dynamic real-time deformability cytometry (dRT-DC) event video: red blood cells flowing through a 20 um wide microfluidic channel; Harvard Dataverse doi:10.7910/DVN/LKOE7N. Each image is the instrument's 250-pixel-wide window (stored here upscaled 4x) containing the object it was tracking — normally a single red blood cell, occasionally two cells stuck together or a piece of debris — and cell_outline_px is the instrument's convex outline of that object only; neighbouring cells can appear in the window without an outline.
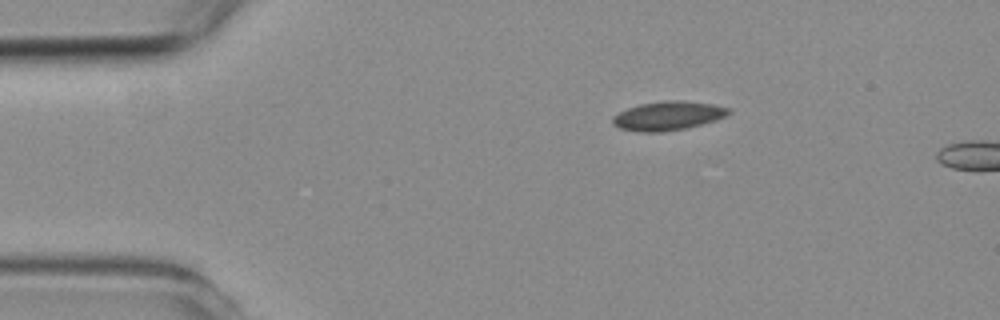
{"species": "common noctule bat (a hibernating species)", "species_latin": "Nyctalus noctula", "temperature_condition": "room temperature", "stored_images_in_passage": 2, "camera_frame_rate_fps": 3000, "um_per_image_px": 0.085, "animal": {"sex": "female", "body_mass_g": 19.3, "forearm_length_mm": 54.1}, "frame": {"image": 1, "passage_image": 1, "time_ms": 0.0, "image_size_px": [1000, 320], "cell_outline_px": [[732, 112], [728, 116], [716, 120], [684, 128], [660, 132], [636, 132], [620, 128], [612, 124], [612, 116], [628, 108], [640, 104], [668, 100], [680, 100], [712, 104], [728, 108]], "centroid_in_image_um": [56.77, 9.84], "position_along_channel_um": 28.2, "area_um2": 19.48}}